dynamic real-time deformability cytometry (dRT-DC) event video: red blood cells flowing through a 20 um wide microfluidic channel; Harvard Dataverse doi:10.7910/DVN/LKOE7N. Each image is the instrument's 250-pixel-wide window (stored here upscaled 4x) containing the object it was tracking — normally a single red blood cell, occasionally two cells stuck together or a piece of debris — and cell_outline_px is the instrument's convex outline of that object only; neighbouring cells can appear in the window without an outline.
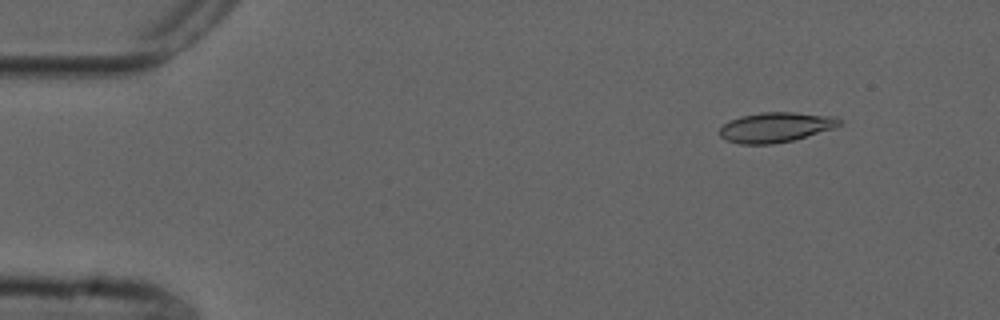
{"species": "common noctule bat (a hibernating species)", "species_latin": "Nyctalus noctula", "temperature_condition": "cold", "stored_images_in_passage": 54, "camera_frame_rate_fps": 3000, "um_per_image_px": 0.085, "animal": {"sex": "male", "forearm_length_mm": 52.5}, "frame": {"image": 1, "passage_image": 6, "time_ms": 1.667, "image_size_px": [1000, 320], "cell_outline_px": [[844, 120], [836, 128], [792, 140], [772, 144], [740, 144], [724, 140], [720, 136], [720, 128], [728, 120], [740, 116], [760, 112], [792, 112], [836, 116]], "centroid_in_image_um": [65.95, 10.81], "position_along_channel_um": 19.1, "area_um2": 21.15}}
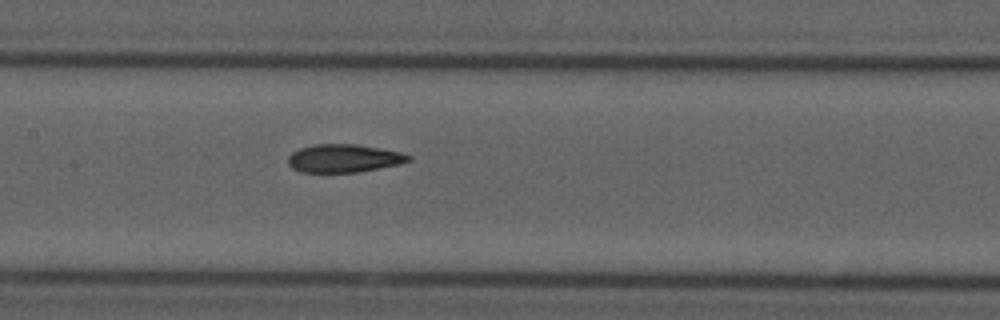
{"frame": {"image": 2, "passage_image": 26, "time_ms": 8.333, "image_size_px": [1000, 320], "cell_outline_px": [[412, 160], [400, 164], [356, 172], [300, 172], [292, 168], [288, 164], [288, 156], [292, 152], [300, 148], [312, 144], [356, 144], [380, 148], [400, 152], [412, 156]], "centroid_in_image_um": [29.21, 13.45], "position_along_channel_um": 178.2, "area_um2": 19.77}}
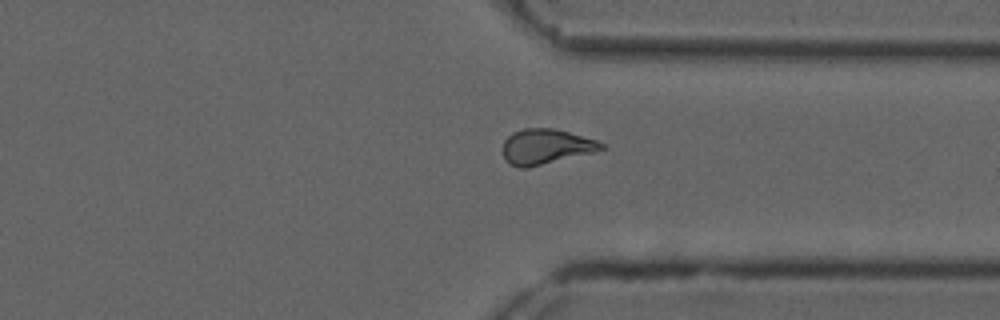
{"frame": {"image": 3, "passage_image": 41, "time_ms": 13.333, "image_size_px": [1000, 320], "cell_outline_px": [[608, 148], [592, 152], [524, 168], [520, 168], [508, 164], [504, 160], [504, 140], [512, 132], [524, 128], [552, 128], [568, 132], [596, 140], [604, 144]], "centroid_in_image_um": [46.37, 12.45], "position_along_channel_um": 365.0, "area_um2": 19.88}, "authors_computed_cell_mechanics": {"area_um2": 20.2878, "velocity_mm_per_s": 3.7452, "shape_relaxation_time_tau1_ms": null, "shape_relaxation_time_tau2_ms": 2.3266, "deformation_change_tau1": null, "deformation_change_tau2": 0.092}}